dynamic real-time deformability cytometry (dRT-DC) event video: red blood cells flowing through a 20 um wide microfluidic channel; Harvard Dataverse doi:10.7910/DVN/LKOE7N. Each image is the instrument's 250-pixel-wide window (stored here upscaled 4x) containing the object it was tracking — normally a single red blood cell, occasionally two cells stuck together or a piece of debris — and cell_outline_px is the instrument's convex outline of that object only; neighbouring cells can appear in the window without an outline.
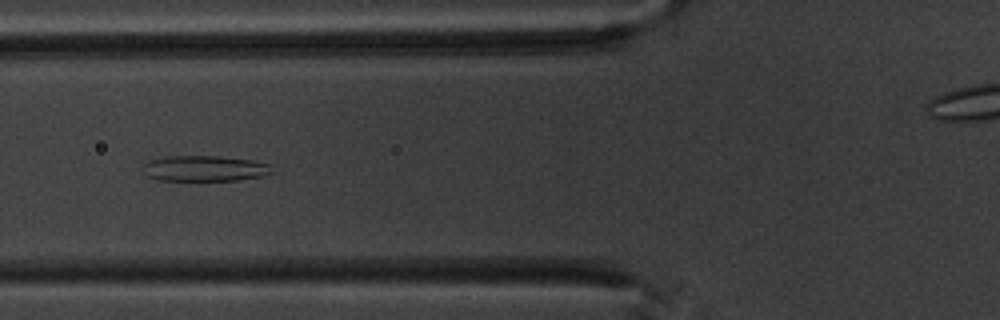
{"species": "common noctule bat (a hibernating species)", "species_latin": "Nyctalus noctula", "temperature_condition": "warm", "stored_images_in_passage": 8, "camera_frame_rate_fps": 3000, "um_per_image_px": 0.085, "animal": {"sex": "male", "body_mass_g": 20.1, "forearm_length_mm": 53.5}, "frame": {"image": 1, "passage_image": 6, "time_ms": 6.667, "image_size_px": [1000, 320], "cell_outline_px": [[272, 172], [264, 176], [236, 180], [156, 180], [148, 176], [140, 168], [148, 160], [164, 156], [220, 156], [252, 160], [272, 164]], "centroid_in_image_um": [17.38, 14.31], "position_along_channel_um": 108.4, "area_um2": 19.54}}
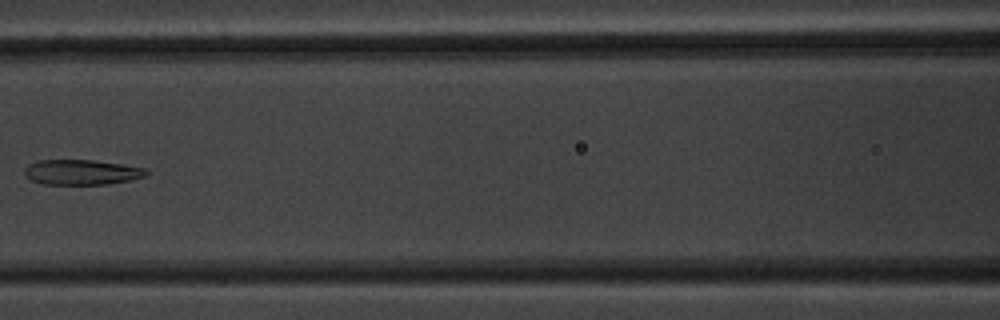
{"frame": {"image": 2, "passage_image": 7, "time_ms": 8.0, "image_size_px": [1000, 320], "cell_outline_px": [[152, 172], [148, 176], [108, 184], [40, 184], [24, 176], [24, 168], [28, 164], [36, 160], [92, 160], [148, 168]], "centroid_in_image_um": [6.95, 14.63], "position_along_channel_um": 159.6, "area_um2": 18.09}}
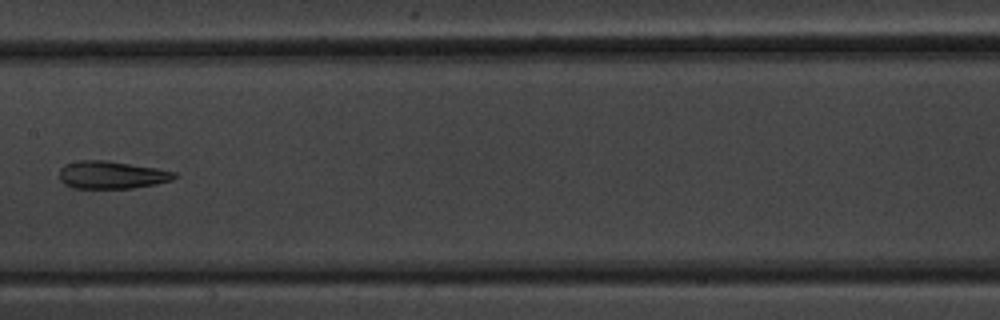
{"frame": {"image": 3, "passage_image": 8, "time_ms": 9.0, "image_size_px": [1000, 320], "cell_outline_px": [[180, 176], [172, 180], [156, 184], [132, 188], [72, 188], [64, 184], [60, 180], [60, 168], [64, 164], [80, 160], [108, 160], [156, 168], [176, 172]], "centroid_in_image_um": [9.5, 14.86], "position_along_channel_um": 197.9, "area_um2": 18.73}}